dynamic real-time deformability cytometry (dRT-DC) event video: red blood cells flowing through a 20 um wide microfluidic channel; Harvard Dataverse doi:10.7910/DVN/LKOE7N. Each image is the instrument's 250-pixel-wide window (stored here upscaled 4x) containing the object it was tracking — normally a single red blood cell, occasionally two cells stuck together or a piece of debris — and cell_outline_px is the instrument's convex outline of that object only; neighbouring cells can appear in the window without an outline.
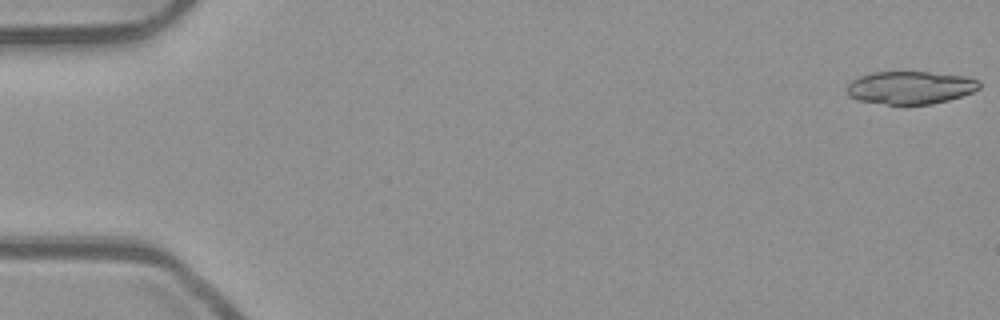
{"species": "common noctule bat (a hibernating species)", "species_latin": "Nyctalus noctula", "temperature_condition": "room temperature", "stored_images_in_passage": 19, "camera_frame_rate_fps": 3000, "um_per_image_px": 0.085, "animal": {"sex": "male", "body_mass_g": 23.1, "forearm_length_mm": 52.7}, "frame": {"image": 1, "passage_image": 1, "time_ms": 0.0, "image_size_px": [1000, 320], "cell_outline_px": [[980, 88], [972, 92], [948, 100], [932, 104], [888, 104], [856, 100], [848, 96], [848, 84], [852, 80], [860, 76], [872, 72], [928, 72], [964, 76], [980, 80]], "centroid_in_image_um": [77.38, 7.44], "position_along_channel_um": 7.6, "area_um2": 25.26}}
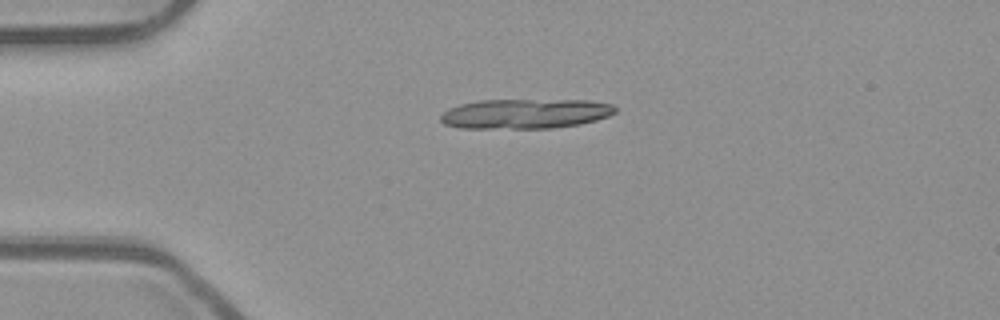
{"frame": {"image": 2, "passage_image": 13, "time_ms": 4.0, "image_size_px": [1000, 320], "cell_outline_px": [[616, 112], [608, 116], [596, 120], [580, 124], [556, 128], [460, 128], [444, 124], [440, 120], [440, 116], [448, 108], [460, 104], [480, 100], [588, 100], [612, 104], [616, 108]], "centroid_in_image_um": [44.65, 9.66], "position_along_channel_um": 40.4, "area_um2": 30.46}}